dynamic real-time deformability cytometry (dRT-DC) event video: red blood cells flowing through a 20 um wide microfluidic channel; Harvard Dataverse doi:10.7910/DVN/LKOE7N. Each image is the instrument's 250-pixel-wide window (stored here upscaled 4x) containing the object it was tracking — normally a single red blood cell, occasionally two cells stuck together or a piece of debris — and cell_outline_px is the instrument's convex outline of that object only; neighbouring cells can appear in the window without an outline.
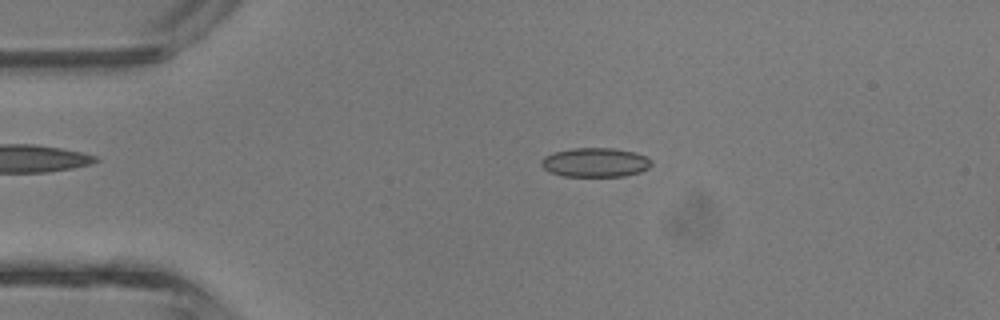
{"species": "common noctule bat (a hibernating species)", "species_latin": "Nyctalus noctula", "temperature_condition": "room temperature", "stored_images_in_passage": 4, "camera_frame_rate_fps": 3000, "um_per_image_px": 0.085, "animal": {"sex": "male", "body_mass_g": 13.3}, "frame": {"image": 1, "passage_image": 2, "time_ms": 0.333, "image_size_px": [1000, 320], "cell_outline_px": [[652, 164], [648, 168], [640, 172], [624, 176], [564, 176], [552, 172], [544, 168], [540, 164], [540, 160], [544, 156], [556, 152], [572, 148], [616, 148], [636, 152], [652, 160]], "centroid_in_image_um": [50.62, 13.8], "position_along_channel_um": 34.4, "area_um2": 18.73}}
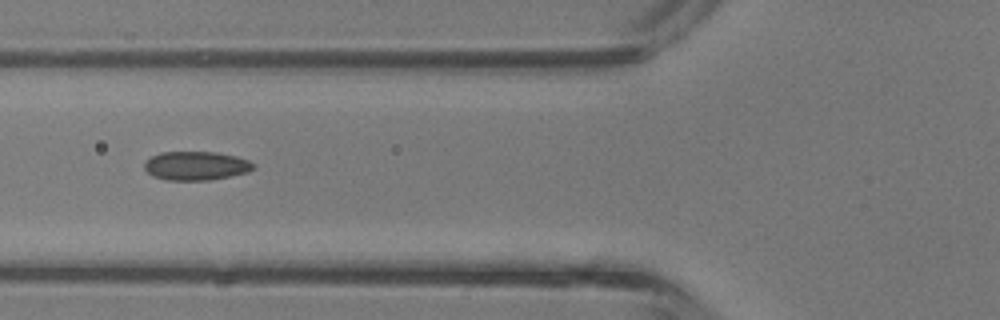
{"frame": {"image": 2, "passage_image": 4, "time_ms": 1.0, "image_size_px": [1000, 320], "cell_outline_px": [[256, 168], [248, 172], [232, 176], [208, 180], [164, 180], [152, 176], [144, 168], [144, 164], [152, 156], [160, 152], [216, 152], [236, 156], [248, 160], [256, 164]], "centroid_in_image_um": [16.69, 14.09], "position_along_channel_um": 109.1, "area_um2": 18.44}}